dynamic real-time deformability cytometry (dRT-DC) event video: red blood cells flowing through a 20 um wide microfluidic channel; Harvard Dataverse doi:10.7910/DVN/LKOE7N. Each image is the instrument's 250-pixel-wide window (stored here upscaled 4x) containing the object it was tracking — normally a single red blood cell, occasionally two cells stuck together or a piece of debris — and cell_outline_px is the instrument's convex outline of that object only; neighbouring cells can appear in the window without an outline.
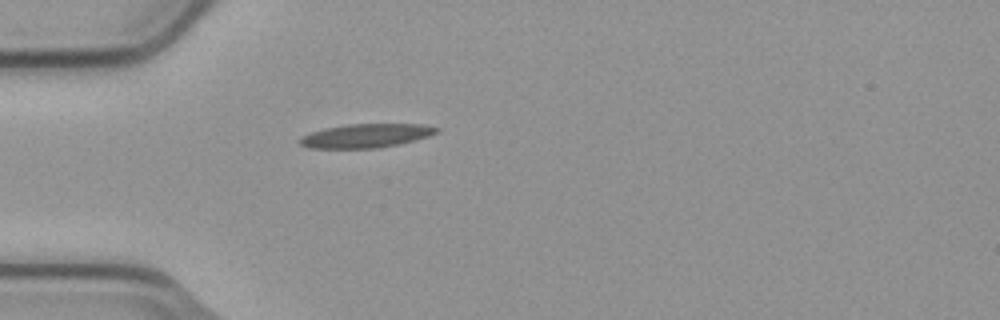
{"species": "common noctule bat (a hibernating species)", "species_latin": "Nyctalus noctula", "temperature_condition": "cold", "stored_images_in_passage": 1, "camera_frame_rate_fps": 3000, "um_per_image_px": 0.085, "animal": {"sex": "male", "body_mass_g": 23.1, "forearm_length_mm": 52.7}, "frame": {"image": 1, "passage_image": 1, "time_ms": 0.0, "image_size_px": [1000, 320], "cell_outline_px": [[440, 132], [428, 136], [400, 144], [376, 148], [308, 148], [300, 144], [296, 140], [300, 136], [324, 128], [348, 124], [424, 124], [440, 128]], "centroid_in_image_um": [31.1, 11.53], "position_along_channel_um": 53.9, "area_um2": 19.13}}